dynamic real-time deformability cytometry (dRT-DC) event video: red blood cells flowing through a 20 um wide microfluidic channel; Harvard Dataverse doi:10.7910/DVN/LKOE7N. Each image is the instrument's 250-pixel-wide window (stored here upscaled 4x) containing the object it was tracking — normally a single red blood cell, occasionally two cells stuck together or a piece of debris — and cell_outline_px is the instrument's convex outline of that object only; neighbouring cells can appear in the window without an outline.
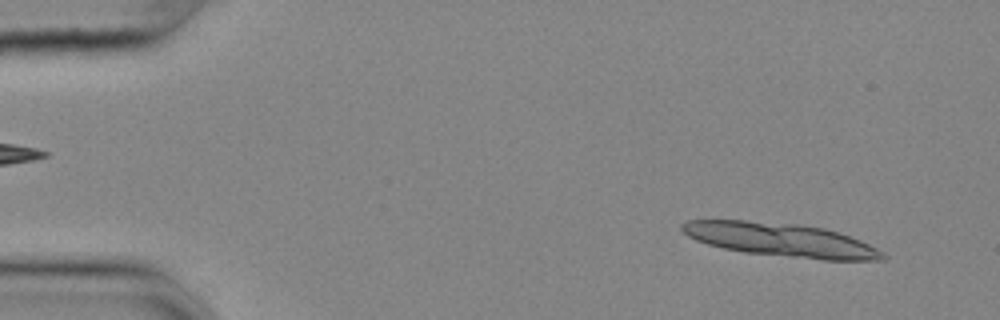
{"species": "common noctule bat (a hibernating species)", "species_latin": "Nyctalus noctula", "temperature_condition": "cold", "stored_images_in_passage": 13, "camera_frame_rate_fps": 3000, "um_per_image_px": 0.085, "animal": {"sex": "female", "body_mass_g": 25.1}, "frame": {"image": 1, "passage_image": 4, "time_ms": 1.0, "image_size_px": [1000, 320], "cell_outline_px": [[888, 256], [884, 260], [824, 260], [744, 252], [724, 248], [708, 244], [696, 240], [688, 236], [680, 228], [680, 224], [688, 220], [744, 220], [796, 224], [824, 228], [840, 232], [860, 240], [884, 252]], "centroid_in_image_um": [66.39, 20.38], "position_along_channel_um": 18.6, "area_um2": 39.19}}